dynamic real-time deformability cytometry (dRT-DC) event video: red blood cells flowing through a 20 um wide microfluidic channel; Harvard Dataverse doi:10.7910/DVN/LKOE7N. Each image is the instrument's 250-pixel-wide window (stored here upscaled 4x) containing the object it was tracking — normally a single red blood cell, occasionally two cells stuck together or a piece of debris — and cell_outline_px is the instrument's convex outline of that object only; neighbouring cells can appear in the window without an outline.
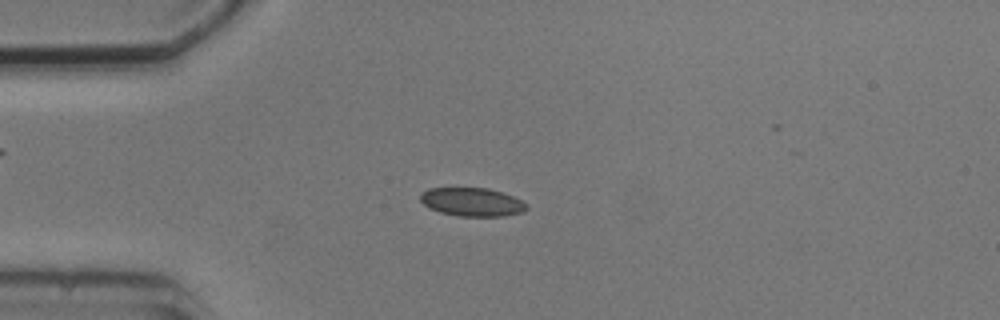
{"species": "common noctule bat (a hibernating species)", "species_latin": "Nyctalus noctula", "temperature_condition": "cold", "stored_images_in_passage": 6, "camera_frame_rate_fps": 3000, "um_per_image_px": 0.085, "animal": {"sex": "male", "body_mass_g": 20.5, "forearm_length_mm": 52.5}, "frame": {"image": 1, "passage_image": 3, "time_ms": 3.0, "image_size_px": [1000, 320], "cell_outline_px": [[528, 208], [524, 212], [504, 216], [460, 216], [440, 212], [428, 208], [420, 200], [420, 192], [428, 188], [488, 188], [504, 192], [528, 204]], "centroid_in_image_um": [40.13, 17.16], "position_along_channel_um": 44.9, "area_um2": 17.8}}
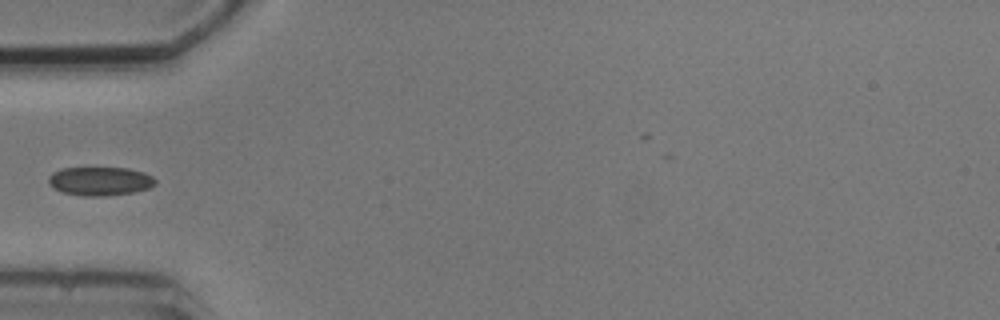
{"frame": {"image": 2, "passage_image": 4, "time_ms": 4.333, "image_size_px": [1000, 320], "cell_outline_px": [[156, 184], [148, 188], [132, 192], [104, 196], [84, 196], [64, 192], [52, 188], [48, 180], [48, 176], [52, 172], [60, 168], [128, 168], [144, 172], [152, 176], [156, 180]], "centroid_in_image_um": [8.48, 15.39], "position_along_channel_um": 76.5, "area_um2": 17.86}}
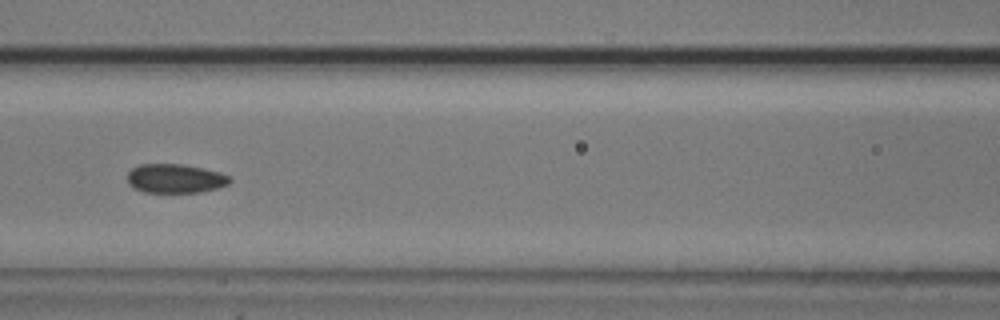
{"frame": {"image": 3, "passage_image": 6, "time_ms": 6.333, "image_size_px": [1000, 320], "cell_outline_px": [[232, 180], [228, 184], [216, 188], [200, 192], [144, 192], [128, 184], [128, 172], [132, 168], [140, 164], [180, 164], [204, 168], [220, 172], [228, 176]], "centroid_in_image_um": [14.89, 15.16], "position_along_channel_um": 151.7, "area_um2": 17.22}}